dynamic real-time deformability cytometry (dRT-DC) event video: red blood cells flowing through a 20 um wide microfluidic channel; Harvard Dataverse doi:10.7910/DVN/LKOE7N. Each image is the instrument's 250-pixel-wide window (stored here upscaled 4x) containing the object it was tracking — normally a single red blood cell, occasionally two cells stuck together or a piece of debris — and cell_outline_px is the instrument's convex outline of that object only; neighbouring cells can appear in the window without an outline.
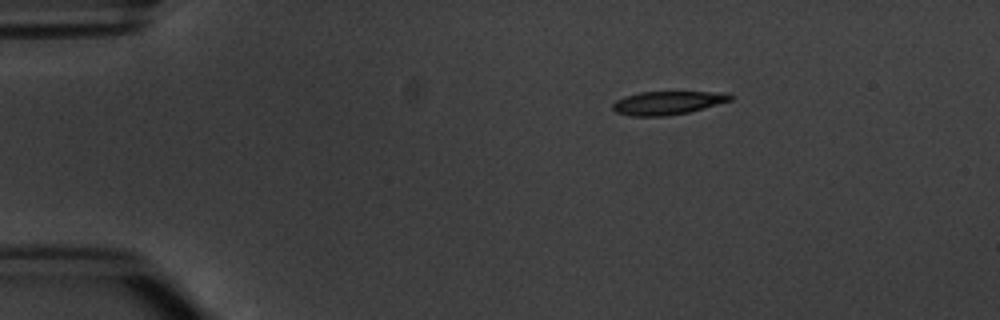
{"species": "common noctule bat (a hibernating species)", "species_latin": "Nyctalus noctula", "temperature_condition": "warm", "stored_images_in_passage": 3, "camera_frame_rate_fps": 3000, "um_per_image_px": 0.085, "animal": {"sex": "male", "body_mass_g": 20.1, "forearm_length_mm": 53.5}, "frame": {"image": 1, "passage_image": 1, "time_ms": 0.0, "image_size_px": [1000, 320], "cell_outline_px": [[732, 100], [688, 112], [668, 116], [632, 116], [616, 112], [612, 108], [612, 104], [616, 100], [624, 96], [640, 92], [728, 92], [732, 96]], "centroid_in_image_um": [56.73, 8.74], "position_along_channel_um": 28.3, "area_um2": 16.01}}